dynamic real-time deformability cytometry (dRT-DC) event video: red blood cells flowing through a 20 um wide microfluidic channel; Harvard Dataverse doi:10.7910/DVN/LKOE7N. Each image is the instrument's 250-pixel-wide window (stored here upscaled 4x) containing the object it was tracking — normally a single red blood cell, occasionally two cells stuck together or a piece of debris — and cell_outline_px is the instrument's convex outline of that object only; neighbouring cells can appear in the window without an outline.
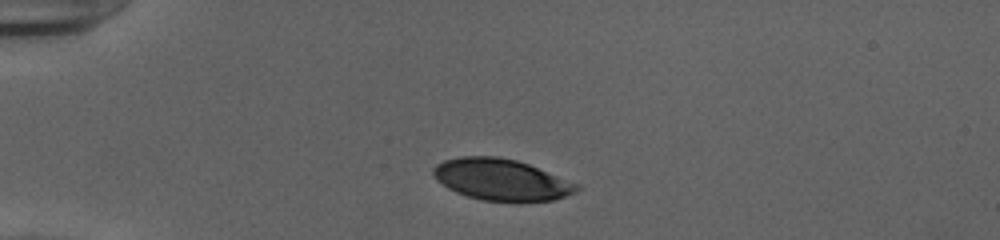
{"species": "human", "species_latin": "Homo sapiens", "temperature_condition": "cold", "stored_images_in_passage": 33, "camera_frame_rate_fps": 3000, "um_per_image_px": 0.085, "donor": {"sex": "female"}, "frame": {"image": 1, "passage_image": 1, "time_ms": 0.0, "image_size_px": [1000, 240], "cell_outline_px": [[580, 188], [576, 192], [552, 200], [520, 204], [512, 204], [480, 200], [456, 192], [448, 188], [436, 180], [432, 172], [432, 168], [436, 164], [444, 160], [460, 156], [496, 156], [516, 160], [528, 164], [580, 184]], "centroid_in_image_um": [42.62, 15.31], "position_along_channel_um": 42.4, "area_um2": 35.43}}
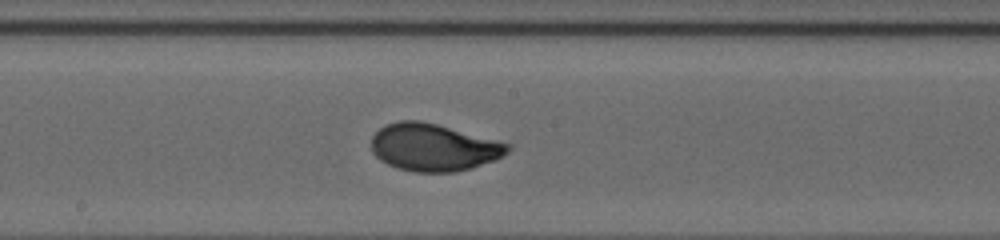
{"frame": {"image": 2, "passage_image": 17, "time_ms": 5.333, "image_size_px": [1000, 240], "cell_outline_px": [[512, 148], [508, 152], [492, 160], [472, 168], [452, 172], [416, 172], [396, 168], [380, 160], [372, 152], [372, 136], [380, 128], [388, 124], [400, 120], [420, 120], [436, 124], [512, 144]], "centroid_in_image_um": [36.84, 12.52], "position_along_channel_um": 211.4, "area_um2": 37.4}}
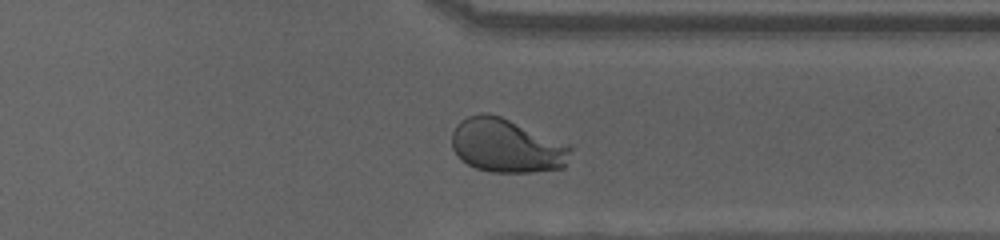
{"frame": {"image": 3, "passage_image": 29, "time_ms": 9.333, "image_size_px": [1000, 240], "cell_outline_px": [[572, 148], [564, 168], [532, 172], [492, 172], [476, 168], [468, 164], [452, 148], [452, 132], [456, 124], [460, 120], [468, 116], [480, 112], [488, 112], [500, 116], [572, 144]], "centroid_in_image_um": [43.09, 12.36], "position_along_channel_um": 368.3, "area_um2": 37.51}, "authors_computed_cell_mechanics": {"area_um2": 37.2232, "velocity_mm_per_s": 3.926, "shape_relaxation_time_tau1_ms": 3.3784, "shape_relaxation_time_tau2_ms": null, "deformation_change_tau1": 0.189, "deformation_change_tau2": null}}